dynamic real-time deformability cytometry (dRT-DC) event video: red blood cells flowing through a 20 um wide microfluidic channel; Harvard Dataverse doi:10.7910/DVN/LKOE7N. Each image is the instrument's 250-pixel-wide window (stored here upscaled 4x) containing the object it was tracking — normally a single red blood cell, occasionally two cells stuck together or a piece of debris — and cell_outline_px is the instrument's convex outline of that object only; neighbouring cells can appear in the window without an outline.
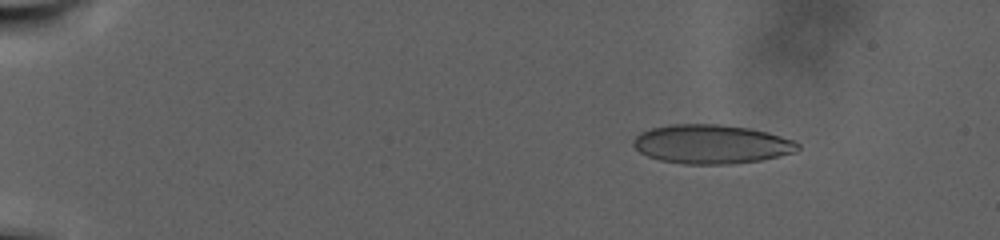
{"species": "human", "species_latin": "Homo sapiens", "temperature_condition": "warm", "stored_images_in_passage": 54, "camera_frame_rate_fps": 3000, "um_per_image_px": 0.085, "donor": {"sex": "male"}, "frame": {"image": 1, "passage_image": 6, "time_ms": 1.667, "image_size_px": [1000, 240], "cell_outline_px": [[800, 148], [796, 152], [780, 156], [760, 160], [732, 164], [684, 164], [660, 160], [648, 156], [640, 152], [632, 144], [632, 140], [640, 132], [652, 128], [672, 124], [720, 124], [752, 128], [768, 132], [796, 140], [800, 144]], "centroid_in_image_um": [60.51, 12.25], "position_along_channel_um": 24.5, "area_um2": 37.74}}
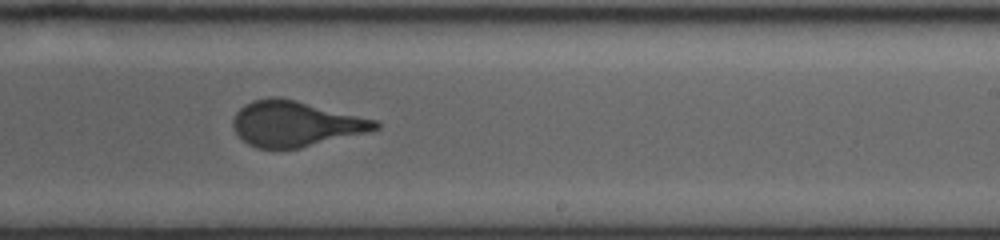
{"frame": {"image": 2, "passage_image": 32, "time_ms": 10.333, "image_size_px": [1000, 240], "cell_outline_px": [[380, 128], [372, 132], [300, 148], [256, 148], [248, 144], [236, 132], [232, 124], [232, 120], [236, 112], [244, 104], [252, 100], [268, 96], [280, 96], [380, 120]], "centroid_in_image_um": [25.18, 10.5], "position_along_channel_um": 263.8, "area_um2": 38.32}}
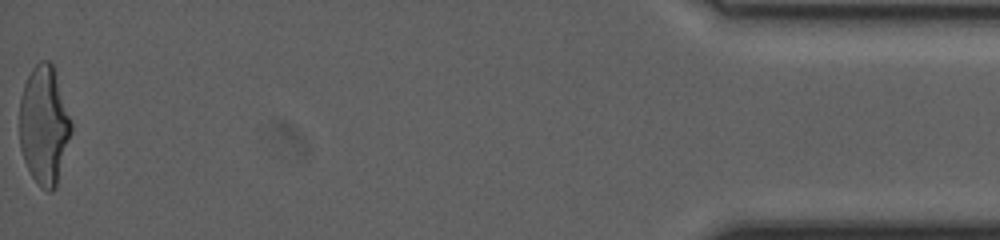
{"frame": {"image": 3, "passage_image": 54, "time_ms": 17.667, "image_size_px": [1000, 240], "cell_outline_px": [[72, 132], [56, 188], [52, 192], [48, 192], [40, 188], [32, 176], [24, 160], [20, 148], [20, 96], [24, 84], [32, 68], [40, 60], [48, 60], [52, 64], [72, 124]], "centroid_in_image_um": [3.74, 10.69], "position_along_channel_um": 431.5, "area_um2": 35.66}}